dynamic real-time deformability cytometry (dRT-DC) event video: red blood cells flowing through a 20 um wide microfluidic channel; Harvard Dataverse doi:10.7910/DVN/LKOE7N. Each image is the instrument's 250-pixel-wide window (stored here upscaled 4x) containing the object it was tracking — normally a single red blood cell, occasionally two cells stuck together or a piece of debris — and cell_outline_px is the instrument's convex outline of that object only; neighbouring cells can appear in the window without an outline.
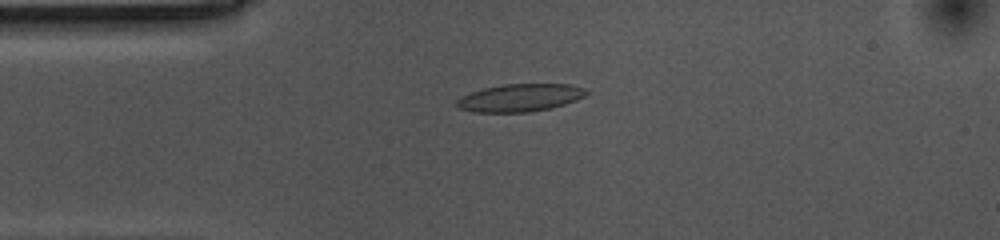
{"species": "common noctule bat (a hibernating species)", "species_latin": "Nyctalus noctula", "temperature_condition": "cold", "stored_images_in_passage": 55, "camera_frame_rate_fps": 3000, "um_per_image_px": 0.085, "animal": {"sex": "female", "body_mass_g": 10.0, "forearm_length_mm": 53.1}, "frame": {"image": 1, "passage_image": 12, "time_ms": 3.667, "image_size_px": [1000, 240], "cell_outline_px": [[588, 92], [584, 96], [576, 100], [552, 108], [528, 112], [472, 112], [456, 108], [456, 100], [460, 96], [484, 88], [504, 84], [568, 84], [584, 88]], "centroid_in_image_um": [44.16, 8.31], "position_along_channel_um": 40.8, "area_um2": 20.92}}
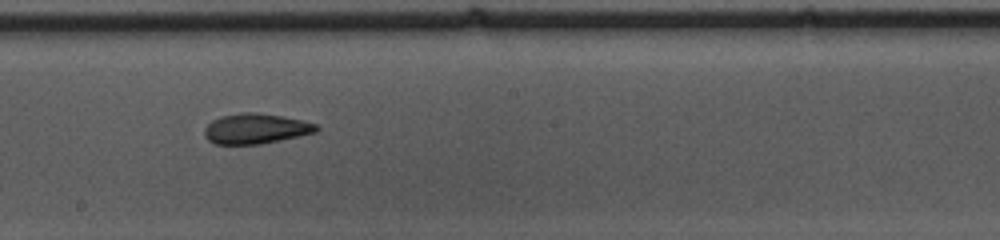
{"frame": {"image": 2, "passage_image": 29, "time_ms": 9.333, "image_size_px": [1000, 240], "cell_outline_px": [[320, 128], [316, 132], [280, 140], [260, 144], [216, 144], [208, 140], [204, 136], [204, 128], [212, 120], [220, 116], [240, 112], [256, 112], [280, 116], [300, 120], [316, 124]], "centroid_in_image_um": [21.7, 10.93], "position_along_channel_um": 226.5, "area_um2": 19.65}}
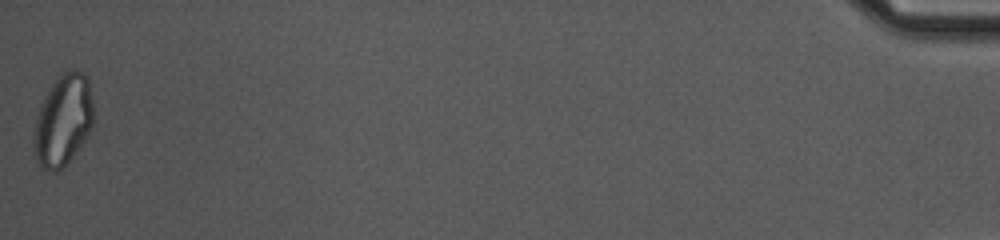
{"frame": {"image": 3, "passage_image": 55, "time_ms": 18.0, "image_size_px": [1000, 240], "cell_outline_px": [[92, 128], [88, 136], [72, 156], [56, 172], [48, 172], [40, 168], [36, 160], [32, 140], [32, 136], [36, 116], [40, 104], [44, 96], [60, 72], [72, 68], [76, 68], [84, 72], [88, 76], [92, 100]], "centroid_in_image_um": [5.34, 10.19], "position_along_channel_um": 429.9, "area_um2": 32.31}, "authors_computed_cell_mechanics": {"area_um2": 20.9814, "velocity_mm_per_s": 3.5479, "shape_relaxation_time_tau1_ms": null, "shape_relaxation_time_tau2_ms": 3.8007, "deformation_change_tau1": null, "deformation_change_tau2": 0.119}}